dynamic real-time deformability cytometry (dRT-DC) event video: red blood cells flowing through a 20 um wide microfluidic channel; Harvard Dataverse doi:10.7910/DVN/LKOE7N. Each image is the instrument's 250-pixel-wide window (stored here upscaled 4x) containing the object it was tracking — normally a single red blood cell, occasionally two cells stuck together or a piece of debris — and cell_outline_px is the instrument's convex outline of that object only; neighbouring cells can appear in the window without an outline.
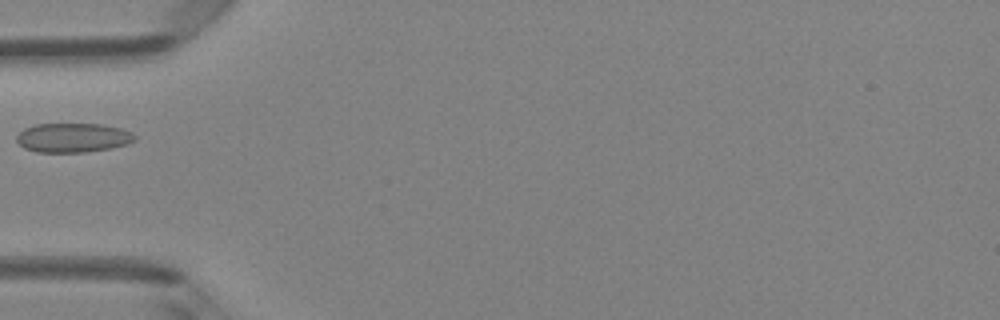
{"species": "Egyptian fruit bat (a non-hibernating species)", "species_latin": "Rousettus aegyptiacus", "temperature_condition": "room temperature", "stored_images_in_passage": 4, "camera_frame_rate_fps": 3000, "um_per_image_px": 0.085, "animal": {"sex": "female"}, "frame": {"image": 1, "passage_image": 4, "time_ms": 3.333, "image_size_px": [1000, 320], "cell_outline_px": [[136, 140], [128, 144], [112, 148], [84, 152], [36, 152], [24, 148], [16, 140], [16, 136], [24, 128], [36, 124], [100, 124], [120, 128], [132, 132], [136, 136]], "centroid_in_image_um": [6.21, 11.71], "position_along_channel_um": 78.8, "area_um2": 20.23}}